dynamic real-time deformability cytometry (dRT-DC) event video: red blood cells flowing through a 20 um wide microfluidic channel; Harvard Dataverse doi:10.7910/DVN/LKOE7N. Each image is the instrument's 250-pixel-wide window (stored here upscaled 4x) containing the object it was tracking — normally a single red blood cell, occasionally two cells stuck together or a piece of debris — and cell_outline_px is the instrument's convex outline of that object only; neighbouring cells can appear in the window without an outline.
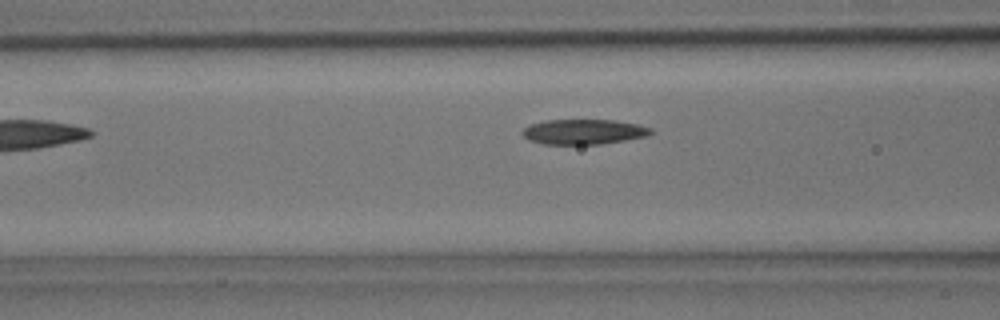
{"species": "common noctule bat (a hibernating species)", "species_latin": "Nyctalus noctula", "temperature_condition": "room temperature", "stored_images_in_passage": 6, "camera_frame_rate_fps": 3000, "um_per_image_px": 0.085, "animal": {"sex": "male", "body_mass_g": 15.6}, "frame": {"image": 1, "passage_image": 5, "time_ms": 1.333, "image_size_px": [1000, 320], "cell_outline_px": [[652, 132], [648, 136], [600, 144], [544, 144], [528, 140], [520, 132], [524, 128], [532, 124], [544, 120], [616, 120], [640, 124], [652, 128]], "centroid_in_image_um": [49.62, 11.19], "position_along_channel_um": 117.0, "area_um2": 18.84}}